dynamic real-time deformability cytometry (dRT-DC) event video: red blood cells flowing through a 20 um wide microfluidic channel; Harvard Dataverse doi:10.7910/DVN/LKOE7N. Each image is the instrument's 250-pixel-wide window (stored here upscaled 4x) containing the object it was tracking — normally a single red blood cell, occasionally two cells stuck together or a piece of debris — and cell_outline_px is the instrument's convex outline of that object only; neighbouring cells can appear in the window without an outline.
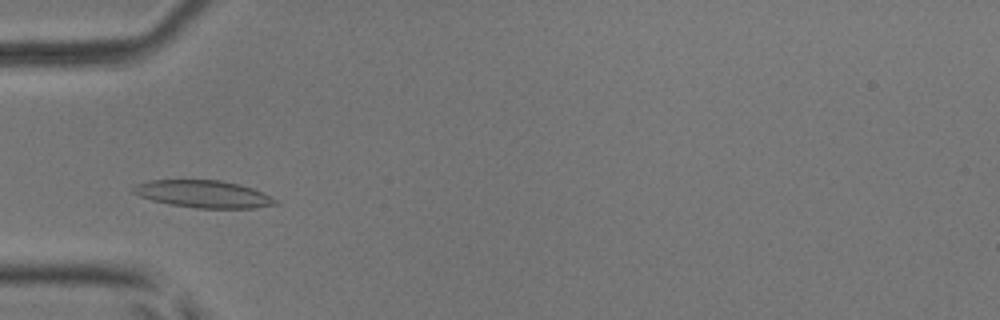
{"species": "common noctule bat (a hibernating species)", "species_latin": "Nyctalus noctula", "temperature_condition": "room temperature", "stored_images_in_passage": 36, "camera_frame_rate_fps": 3000, "um_per_image_px": 0.085, "animal": {"sex": "male", "body_mass_g": 17.9, "forearm_length_mm": 54.2}, "frame": {"image": 1, "passage_image": 12, "time_ms": 3.667, "image_size_px": [1000, 320], "cell_outline_px": [[280, 204], [252, 208], [196, 208], [168, 204], [152, 200], [140, 196], [132, 192], [132, 188], [136, 184], [148, 180], [220, 180], [252, 188], [264, 192], [272, 196]], "centroid_in_image_um": [17.29, 16.49], "position_along_channel_um": 67.7, "area_um2": 22.66}}
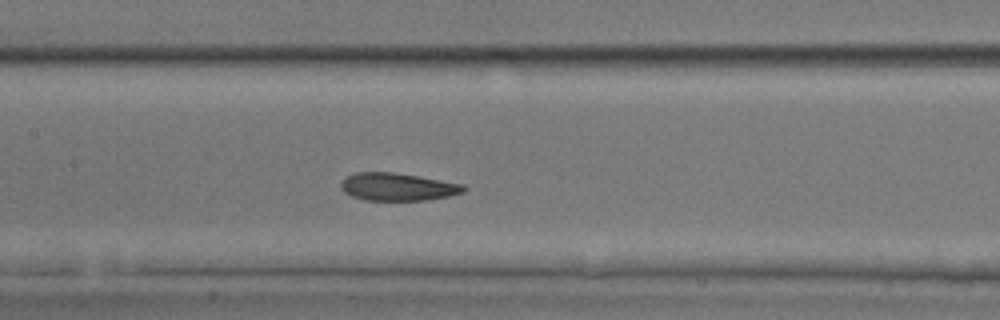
{"frame": {"image": 2, "passage_image": 20, "time_ms": 6.333, "image_size_px": [1000, 320], "cell_outline_px": [[468, 188], [464, 192], [448, 196], [428, 200], [364, 200], [352, 196], [344, 192], [340, 188], [340, 180], [356, 172], [392, 172], [420, 176], [464, 184]], "centroid_in_image_um": [33.8, 15.88], "position_along_channel_um": 173.6, "area_um2": 20.0}}
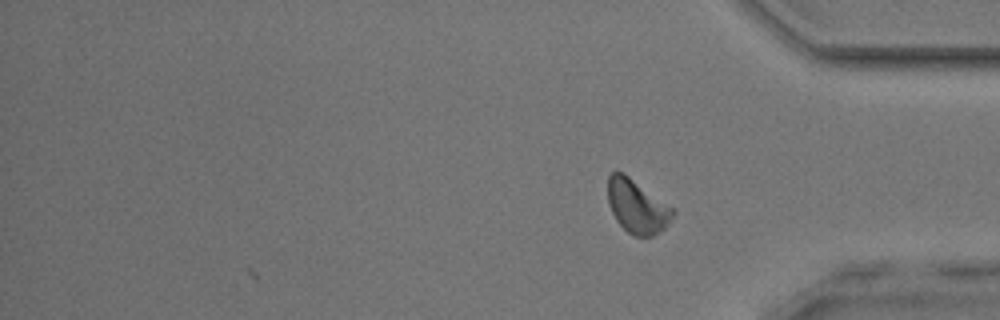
{"frame": {"image": 3, "passage_image": 36, "time_ms": 11.667, "image_size_px": [1000, 320], "cell_outline_px": [[676, 212], [664, 228], [660, 232], [652, 236], [632, 236], [616, 220], [608, 204], [608, 176], [612, 172], [624, 172], [676, 208]], "centroid_in_image_um": [54.18, 17.52], "position_along_channel_um": 381.0, "area_um2": 20.63}, "authors_computed_cell_mechanics": {"area_um2": 20.6057, "velocity_mm_per_s": 4.025, "shape_relaxation_time_tau1_ms": 2.6526, "shape_relaxation_time_tau2_ms": 1.7809, "deformation_change_tau1": 0.1268, "deformation_change_tau2": 0.093}}